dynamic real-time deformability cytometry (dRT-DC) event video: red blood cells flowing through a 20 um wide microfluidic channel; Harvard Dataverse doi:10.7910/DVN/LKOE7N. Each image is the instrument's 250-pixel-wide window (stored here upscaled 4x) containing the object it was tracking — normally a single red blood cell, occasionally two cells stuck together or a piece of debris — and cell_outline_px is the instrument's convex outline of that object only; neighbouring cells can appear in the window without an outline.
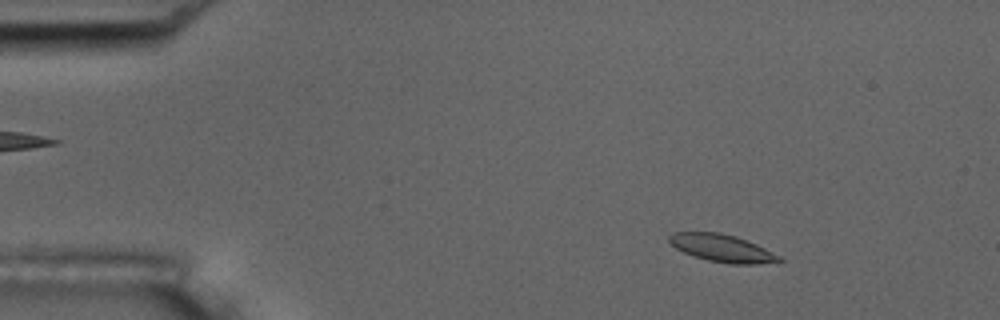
{"species": "common noctule bat (a hibernating species)", "species_latin": "Nyctalus noctula", "temperature_condition": "room temperature", "stored_images_in_passage": 55, "camera_frame_rate_fps": 3000, "um_per_image_px": 0.085, "animal": {"sex": "male", "body_mass_g": 17.5, "forearm_length_mm": 52.3}, "frame": {"image": 1, "passage_image": 8, "time_ms": 2.333, "image_size_px": [1000, 320], "cell_outline_px": [[784, 260], [760, 264], [728, 264], [708, 260], [692, 256], [676, 248], [668, 240], [668, 236], [672, 232], [720, 232], [736, 236], [756, 244], [780, 256]], "centroid_in_image_um": [61.36, 21.09], "position_along_channel_um": 23.6, "area_um2": 17.63}}
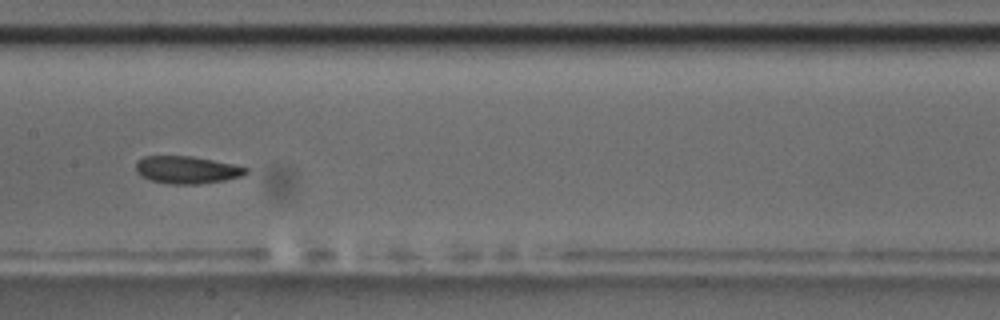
{"frame": {"image": 2, "passage_image": 28, "time_ms": 9.0, "image_size_px": [1000, 320], "cell_outline_px": [[248, 172], [244, 176], [224, 180], [200, 184], [172, 184], [152, 180], [140, 176], [136, 172], [136, 160], [144, 156], [192, 156], [232, 164], [248, 168]], "centroid_in_image_um": [15.87, 14.43], "position_along_channel_um": 191.5, "area_um2": 17.63}}
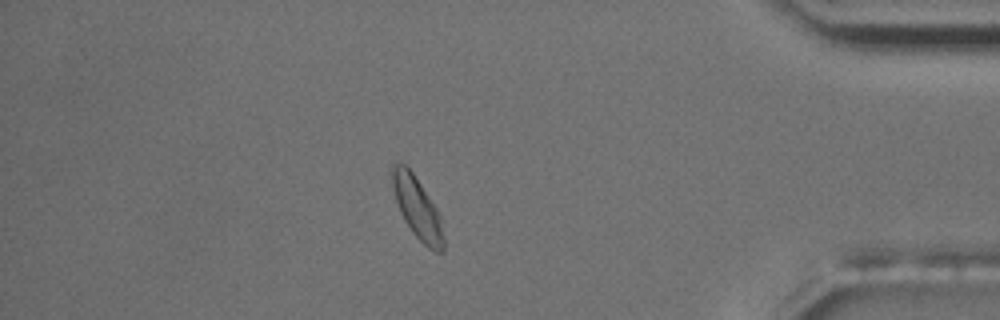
{"frame": {"image": 3, "passage_image": 48, "time_ms": 15.667, "image_size_px": [1000, 320], "cell_outline_px": [[444, 252], [436, 252], [428, 248], [412, 232], [404, 220], [400, 212], [396, 200], [388, 172], [388, 168], [392, 164], [404, 164], [412, 172], [440, 212], [444, 240]], "centroid_in_image_um": [35.45, 17.65], "position_along_channel_um": 399.8, "area_um2": 18.67}, "authors_computed_cell_mechanics": {"area_um2": 17.7446, "velocity_mm_per_s": 3.6709, "shape_relaxation_time_tau1_ms": 4.0108, "shape_relaxation_time_tau2_ms": null, "deformation_change_tau1": 0.1192, "deformation_change_tau2": null}}